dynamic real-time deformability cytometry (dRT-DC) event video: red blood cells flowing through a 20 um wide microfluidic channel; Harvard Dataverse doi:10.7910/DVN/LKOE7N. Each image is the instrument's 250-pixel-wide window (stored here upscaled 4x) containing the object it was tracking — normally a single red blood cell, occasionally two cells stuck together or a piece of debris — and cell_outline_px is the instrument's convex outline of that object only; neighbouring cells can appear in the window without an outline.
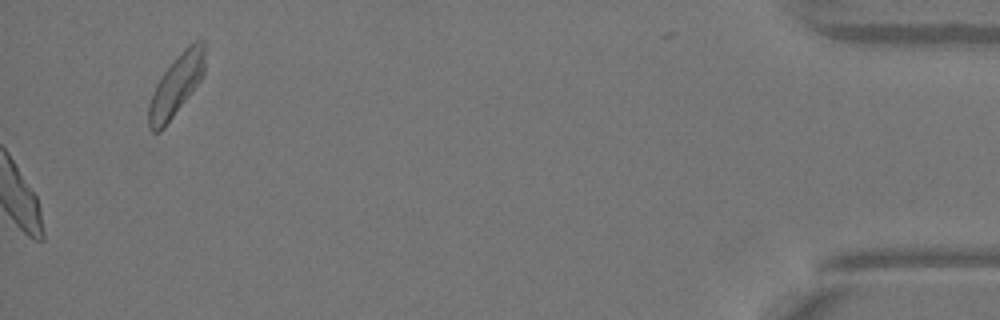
{"species": "Egyptian fruit bat (a non-hibernating species)", "species_latin": "Rousettus aegyptiacus", "temperature_condition": "warm", "stored_images_in_passage": 36, "segment_of_instrument_passage": [2, 2], "camera_frame_rate_fps": 3000, "um_per_image_px": 0.085, "animal": {"sex": "female"}, "frame": {"image": 1, "passage_image": 36, "time_ms": 11.667, "image_size_px": [1000, 320], "cell_outline_px": [[208, 40], [204, 72], [200, 80], [164, 128], [160, 132], [152, 132], [148, 128], [148, 104], [152, 92], [156, 84], [164, 72], [196, 40], [204, 36]], "centroid_in_image_um": [15.01, 7.23], "position_along_channel_um": 420.2, "area_um2": 19.88}}